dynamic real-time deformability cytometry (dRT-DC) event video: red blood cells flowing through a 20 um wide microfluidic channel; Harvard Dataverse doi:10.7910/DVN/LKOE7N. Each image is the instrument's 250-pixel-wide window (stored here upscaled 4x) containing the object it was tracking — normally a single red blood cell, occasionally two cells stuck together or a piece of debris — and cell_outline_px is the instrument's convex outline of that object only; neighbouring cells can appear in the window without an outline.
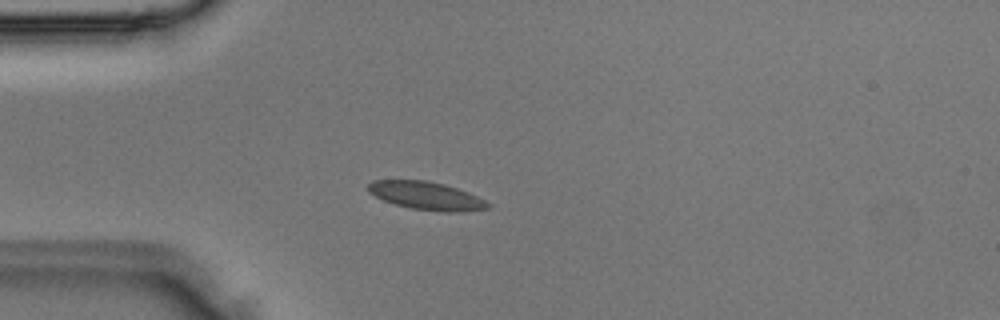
{"species": "Egyptian fruit bat (a non-hibernating species)", "species_latin": "Rousettus aegyptiacus", "temperature_condition": "room temperature", "stored_images_in_passage": 2, "camera_frame_rate_fps": 3000, "um_per_image_px": 0.085, "animal": {"sex": "male"}, "frame": {"image": 1, "passage_image": 2, "time_ms": 0.333, "image_size_px": [1000, 320], "cell_outline_px": [[492, 204], [488, 208], [460, 212], [440, 212], [412, 208], [396, 204], [384, 200], [368, 192], [368, 184], [372, 180], [428, 180], [444, 184], [468, 192]], "centroid_in_image_um": [36.25, 16.63], "position_along_channel_um": 48.8, "area_um2": 19.48}}